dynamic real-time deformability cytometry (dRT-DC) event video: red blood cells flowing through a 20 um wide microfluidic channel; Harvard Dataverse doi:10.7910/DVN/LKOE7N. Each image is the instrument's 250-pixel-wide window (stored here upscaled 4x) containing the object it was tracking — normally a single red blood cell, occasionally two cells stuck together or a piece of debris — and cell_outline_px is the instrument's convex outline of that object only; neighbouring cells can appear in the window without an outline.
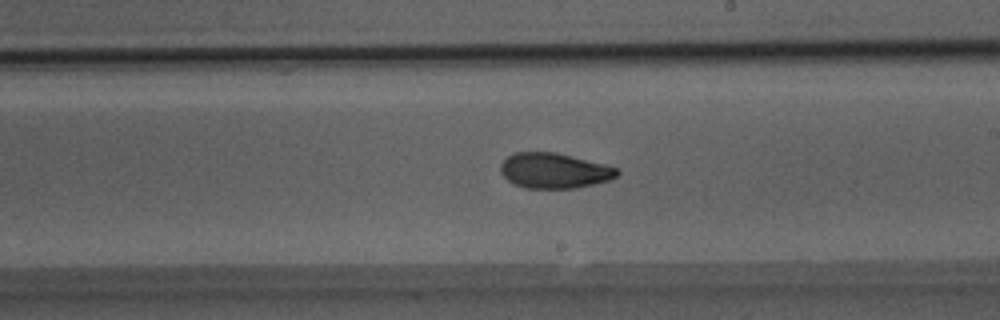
{"species": "Egyptian fruit bat (a non-hibernating species)", "species_latin": "Rousettus aegyptiacus", "temperature_condition": "room temperature", "stored_images_in_passage": 41, "segment_of_instrument_passage": [1, 2], "camera_frame_rate_fps": 3000, "um_per_image_px": 0.085, "animal": {"sex": "male"}, "frame": {"image": 1, "passage_image": 19, "time_ms": 6.0, "image_size_px": [1000, 320], "cell_outline_px": [[620, 172], [616, 176], [608, 180], [576, 188], [524, 188], [512, 184], [500, 172], [500, 164], [508, 156], [516, 152], [556, 152], [604, 164], [616, 168]], "centroid_in_image_um": [47.06, 14.51], "position_along_channel_um": 241.9, "area_um2": 23.87}}
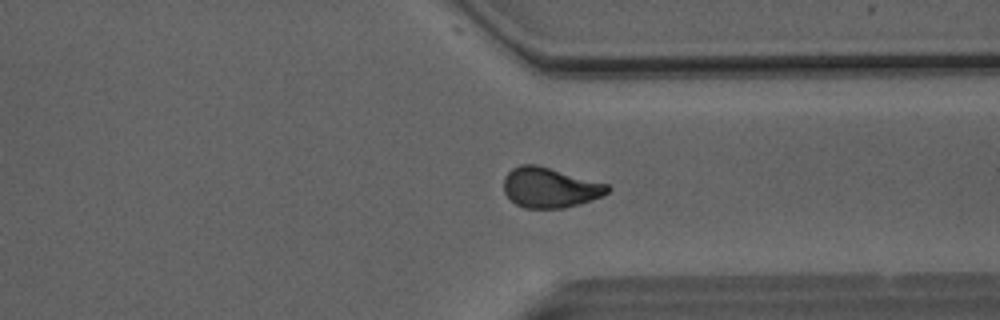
{"frame": {"image": 2, "passage_image": 28, "time_ms": 9.0, "image_size_px": [1000, 320], "cell_outline_px": [[612, 188], [608, 192], [600, 196], [580, 204], [564, 208], [524, 208], [516, 204], [504, 192], [504, 176], [512, 168], [520, 164], [536, 164], [608, 184]], "centroid_in_image_um": [46.73, 15.94], "position_along_channel_um": 364.7, "area_um2": 24.22}}
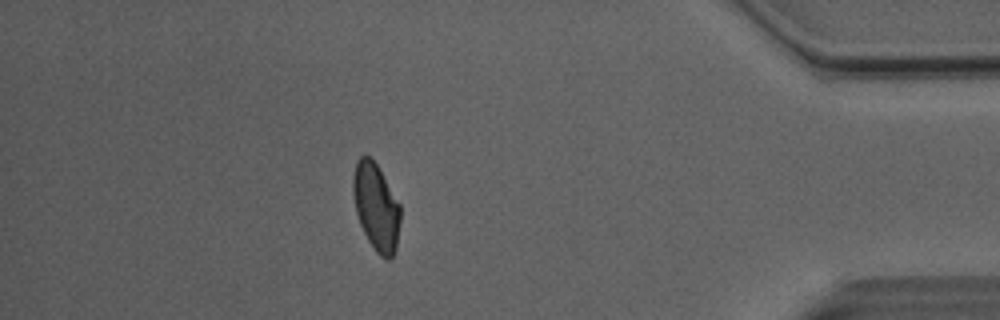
{"frame": {"image": 3, "passage_image": 34, "time_ms": 11.0, "image_size_px": [1000, 320], "cell_outline_px": [[400, 220], [396, 248], [392, 256], [388, 260], [384, 260], [376, 252], [368, 240], [360, 224], [356, 212], [352, 192], [352, 180], [356, 160], [360, 156], [368, 156], [376, 164], [400, 204]], "centroid_in_image_um": [31.96, 17.6], "position_along_channel_um": 403.2, "area_um2": 23.93}}